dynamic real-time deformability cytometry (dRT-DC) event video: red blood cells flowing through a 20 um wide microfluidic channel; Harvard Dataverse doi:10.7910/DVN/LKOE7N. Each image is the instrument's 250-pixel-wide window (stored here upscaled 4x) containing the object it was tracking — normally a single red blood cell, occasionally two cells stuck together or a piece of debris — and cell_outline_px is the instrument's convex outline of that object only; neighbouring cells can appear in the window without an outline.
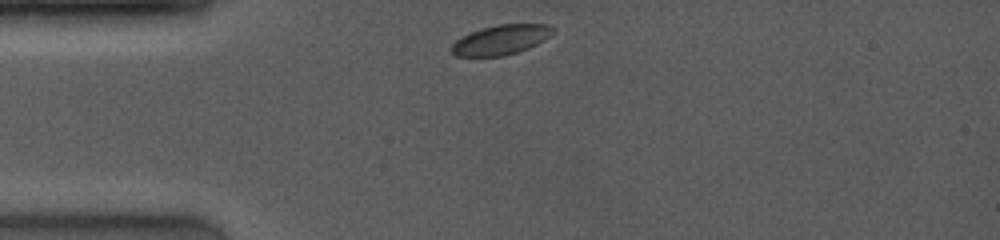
{"species": "common noctule bat (a hibernating species)", "species_latin": "Nyctalus noctula", "temperature_condition": "room temperature", "stored_images_in_passage": 12, "camera_frame_rate_fps": 4000, "um_per_image_px": 0.085, "animal": {"sex": "female", "body_mass_g": 19.0, "forearm_length_mm": 53.3}, "frame": {"image": 1, "passage_image": 1, "time_ms": 0.0, "image_size_px": [1000, 240], "cell_outline_px": [[556, 28], [544, 40], [528, 48], [504, 56], [456, 56], [452, 52], [452, 44], [456, 40], [472, 32], [484, 28], [500, 24], [548, 24]], "centroid_in_image_um": [42.6, 3.38], "position_along_channel_um": 42.4, "area_um2": 17.22}}
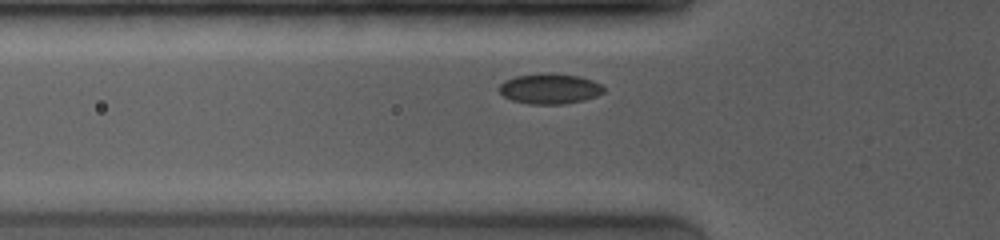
{"frame": {"image": 2, "passage_image": 4, "time_ms": 1.5, "image_size_px": [1000, 240], "cell_outline_px": [[604, 92], [596, 96], [584, 100], [564, 104], [528, 104], [512, 100], [504, 96], [500, 92], [500, 84], [504, 80], [516, 76], [536, 72], [552, 72], [580, 76], [592, 80], [600, 84], [604, 88]], "centroid_in_image_um": [46.72, 7.52], "position_along_channel_um": 79.1, "area_um2": 18.79}}